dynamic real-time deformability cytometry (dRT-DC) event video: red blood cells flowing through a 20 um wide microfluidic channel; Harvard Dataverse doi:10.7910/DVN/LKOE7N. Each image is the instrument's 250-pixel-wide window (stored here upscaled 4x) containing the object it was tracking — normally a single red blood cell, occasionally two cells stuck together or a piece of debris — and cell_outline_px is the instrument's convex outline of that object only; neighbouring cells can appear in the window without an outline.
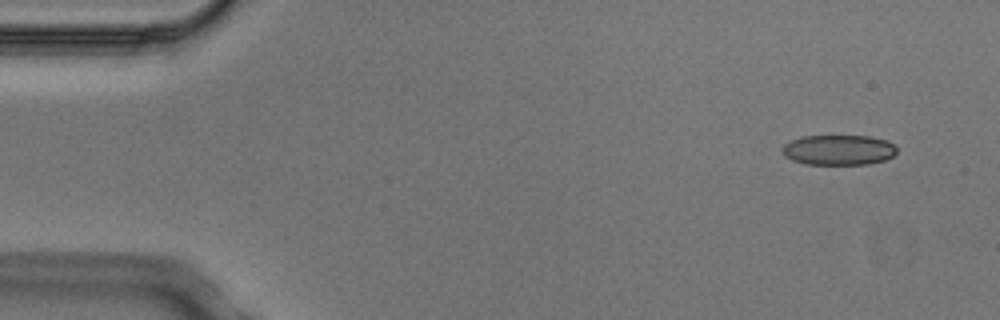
{"species": "Egyptian fruit bat (a non-hibernating species)", "species_latin": "Rousettus aegyptiacus", "temperature_condition": "cold", "stored_images_in_passage": 4, "camera_frame_rate_fps": 3000, "um_per_image_px": 0.085, "animal": {"sex": "male"}, "frame": {"image": 1, "passage_image": 1, "time_ms": 0.0, "image_size_px": [1000, 320], "cell_outline_px": [[896, 152], [892, 156], [884, 160], [868, 164], [804, 164], [792, 160], [784, 156], [780, 152], [780, 148], [784, 144], [792, 140], [804, 136], [868, 136], [888, 140], [896, 148]], "centroid_in_image_um": [71.23, 12.75], "position_along_channel_um": 13.8, "area_um2": 20.23}}
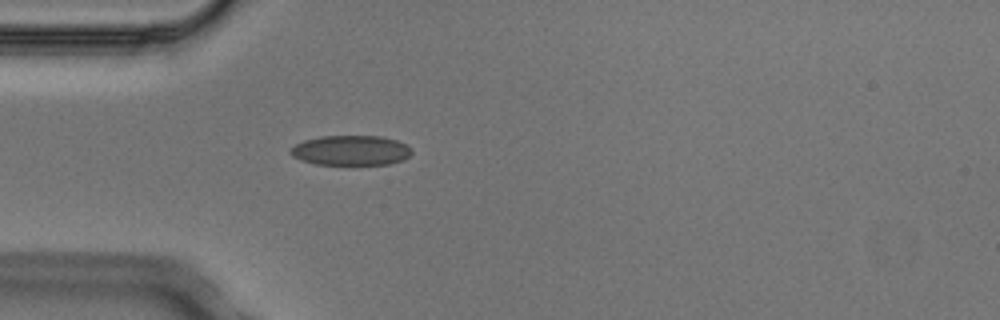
{"frame": {"image": 2, "passage_image": 4, "time_ms": 1.0, "image_size_px": [1000, 320], "cell_outline_px": [[412, 152], [404, 160], [388, 164], [316, 164], [300, 160], [292, 156], [288, 152], [296, 144], [304, 140], [320, 136], [380, 136], [396, 140], [412, 148]], "centroid_in_image_um": [29.81, 12.78], "position_along_channel_um": 55.2, "area_um2": 21.1}}